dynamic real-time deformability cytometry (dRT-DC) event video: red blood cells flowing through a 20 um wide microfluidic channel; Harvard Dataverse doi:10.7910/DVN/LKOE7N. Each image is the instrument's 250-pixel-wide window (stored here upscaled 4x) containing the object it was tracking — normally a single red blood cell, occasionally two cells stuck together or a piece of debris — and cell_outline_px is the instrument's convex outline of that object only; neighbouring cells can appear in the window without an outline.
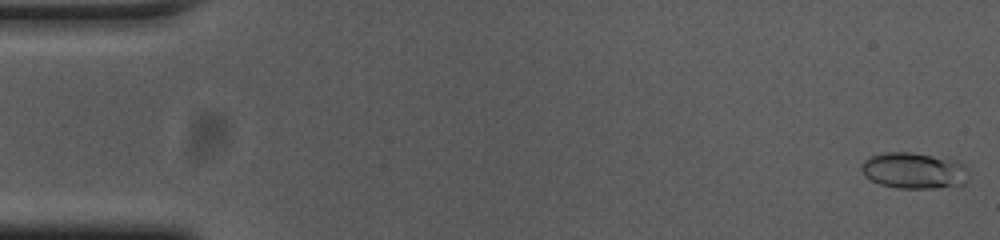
{"species": "common noctule bat (a hibernating species)", "species_latin": "Nyctalus noctula", "temperature_condition": "cold", "stored_images_in_passage": 54, "camera_frame_rate_fps": 3000, "um_per_image_px": 0.085, "animal": {"sex": "female", "body_mass_g": 23.0, "forearm_length_mm": 53.4}, "frame": {"image": 1, "passage_image": 1, "time_ms": 0.0, "image_size_px": [1000, 240], "cell_outline_px": [[968, 180], [960, 188], [900, 188], [880, 184], [864, 176], [860, 168], [860, 164], [868, 156], [884, 152], [912, 152], [948, 156], [960, 160], [968, 168]], "centroid_in_image_um": [77.78, 14.48], "position_along_channel_um": 7.2, "area_um2": 23.76}}
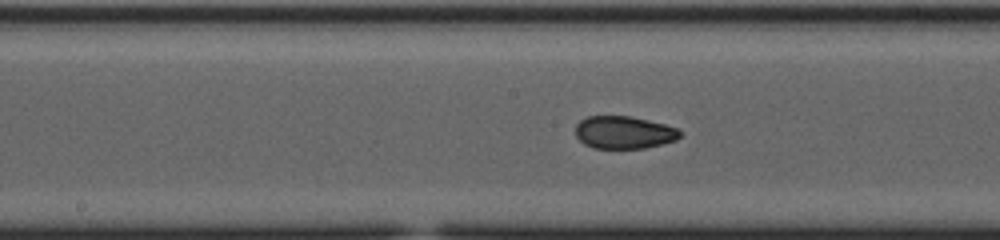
{"frame": {"image": 2, "passage_image": 27, "time_ms": 8.667, "image_size_px": [1000, 240], "cell_outline_px": [[684, 132], [676, 140], [644, 148], [592, 148], [584, 144], [576, 136], [576, 124], [580, 120], [588, 116], [632, 116], [680, 128]], "centroid_in_image_um": [53.05, 11.25], "position_along_channel_um": 195.1, "area_um2": 20.0}}
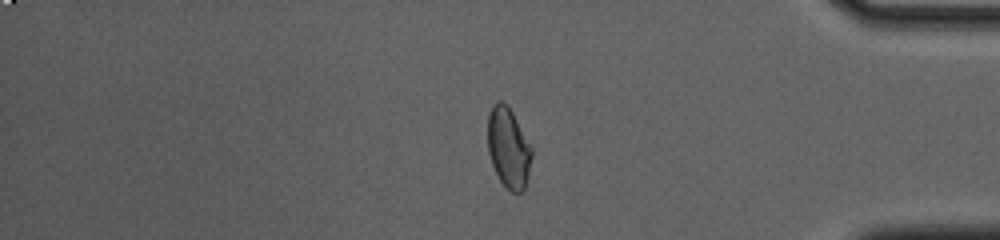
{"frame": {"image": 3, "passage_image": 45, "time_ms": 14.667, "image_size_px": [1000, 240], "cell_outline_px": [[532, 156], [528, 176], [524, 192], [512, 192], [500, 180], [492, 164], [488, 152], [488, 116], [492, 104], [496, 100], [500, 100], [508, 104], [532, 148]], "centroid_in_image_um": [43.22, 12.53], "position_along_channel_um": 392.0, "area_um2": 20.63}, "authors_computed_cell_mechanics": {"area_um2": 20.519, "velocity_mm_per_s": 3.7457, "shape_relaxation_time_tau1_ms": null, "shape_relaxation_time_tau2_ms": 1.3757, "deformation_change_tau1": null, "deformation_change_tau2": 0.06}}